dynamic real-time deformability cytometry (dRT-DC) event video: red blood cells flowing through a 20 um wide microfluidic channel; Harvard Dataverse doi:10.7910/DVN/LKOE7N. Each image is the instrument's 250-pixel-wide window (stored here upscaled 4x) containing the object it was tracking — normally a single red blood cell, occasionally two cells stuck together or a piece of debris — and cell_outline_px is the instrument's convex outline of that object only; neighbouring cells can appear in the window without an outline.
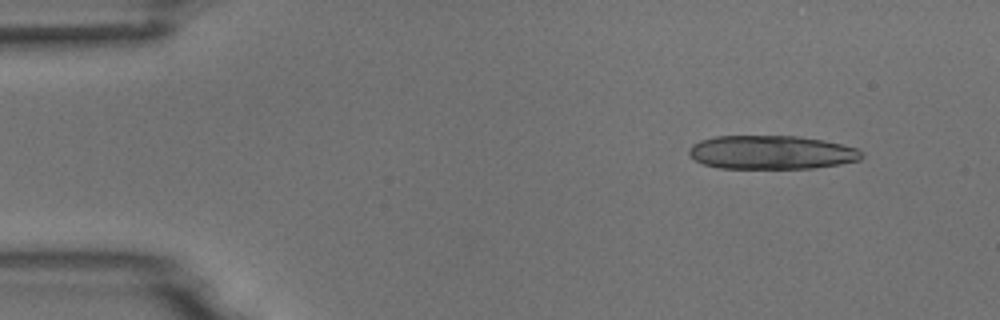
{"species": "common noctule bat (a hibernating species)", "species_latin": "Nyctalus noctula", "temperature_condition": "room temperature", "stored_images_in_passage": 3, "camera_frame_rate_fps": 3000, "um_per_image_px": 0.085, "animal": {"sex": "male", "body_mass_g": 18.8}, "frame": {"image": 1, "passage_image": 1, "time_ms": 0.0, "image_size_px": [1000, 320], "cell_outline_px": [[864, 156], [860, 160], [840, 164], [812, 168], [720, 168], [704, 164], [688, 156], [688, 148], [692, 144], [700, 140], [716, 136], [796, 136], [824, 140], [856, 148], [864, 152]], "centroid_in_image_um": [65.56, 12.95], "position_along_channel_um": 19.4, "area_um2": 34.04}}